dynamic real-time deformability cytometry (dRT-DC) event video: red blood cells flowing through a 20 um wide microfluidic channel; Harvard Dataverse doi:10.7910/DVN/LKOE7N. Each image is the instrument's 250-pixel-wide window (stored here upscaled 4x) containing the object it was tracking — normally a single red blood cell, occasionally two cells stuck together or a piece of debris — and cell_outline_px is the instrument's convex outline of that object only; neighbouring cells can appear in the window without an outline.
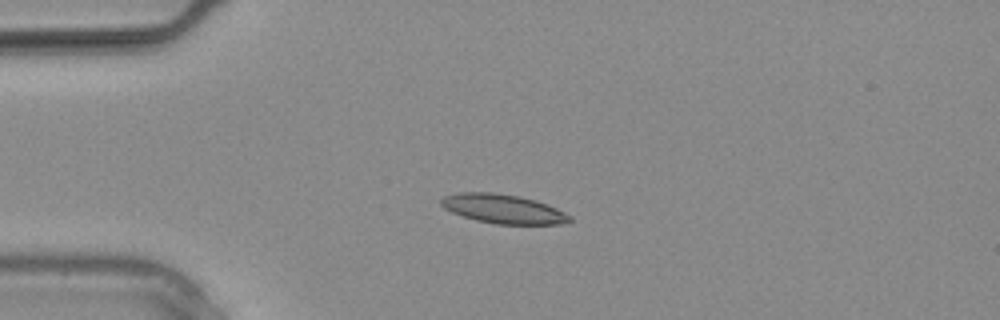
{"species": "common noctule bat (a hibernating species)", "species_latin": "Nyctalus noctula", "temperature_condition": "warm", "stored_images_in_passage": 14, "camera_frame_rate_fps": 3000, "um_per_image_px": 0.085, "animal": {"sex": "male", "body_mass_g": 20.4}, "frame": {"image": 1, "passage_image": 7, "time_ms": 2.0, "image_size_px": [1000, 320], "cell_outline_px": [[572, 220], [560, 224], [496, 224], [476, 220], [452, 212], [444, 208], [440, 204], [440, 200], [444, 196], [456, 192], [492, 192], [520, 196], [536, 200], [548, 204], [572, 216]], "centroid_in_image_um": [42.76, 17.74], "position_along_channel_um": 42.2, "area_um2": 21.91}}
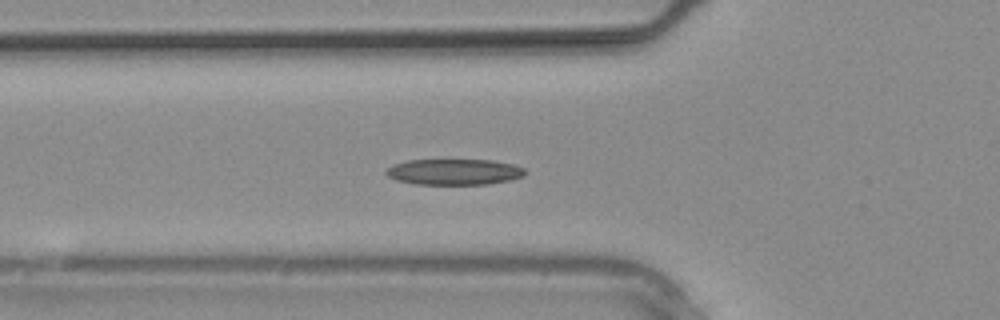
{"frame": {"image": 2, "passage_image": 10, "time_ms": 3.0, "image_size_px": [1000, 320], "cell_outline_px": [[528, 172], [524, 176], [508, 180], [488, 184], [416, 184], [396, 180], [388, 176], [384, 172], [392, 164], [408, 160], [492, 160], [512, 164], [524, 168]], "centroid_in_image_um": [38.6, 14.61], "position_along_channel_um": 87.2, "area_um2": 20.98}}